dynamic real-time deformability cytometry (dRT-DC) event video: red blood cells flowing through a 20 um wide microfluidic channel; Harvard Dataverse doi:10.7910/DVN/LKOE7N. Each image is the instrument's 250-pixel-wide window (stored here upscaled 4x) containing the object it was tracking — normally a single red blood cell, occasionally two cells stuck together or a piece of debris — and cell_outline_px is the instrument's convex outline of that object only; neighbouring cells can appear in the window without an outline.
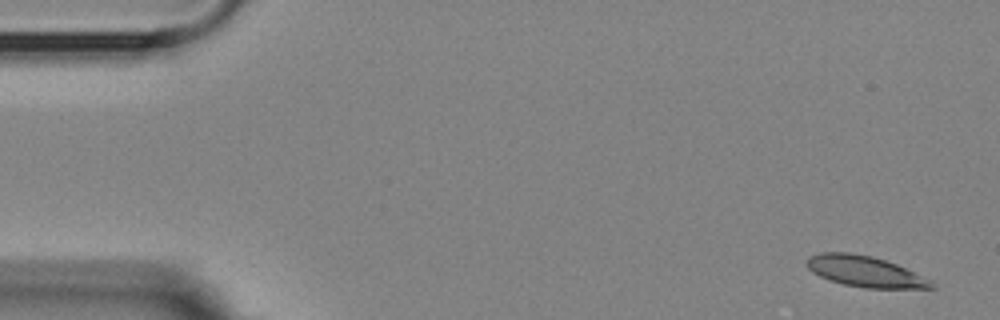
{"species": "Egyptian fruit bat (a non-hibernating species)", "species_latin": "Rousettus aegyptiacus", "temperature_condition": "room temperature", "stored_images_in_passage": 6, "camera_frame_rate_fps": 3000, "um_per_image_px": 0.085, "animal": {"sex": "female"}, "frame": {"image": 1, "passage_image": 1, "time_ms": 0.0, "image_size_px": [1000, 320], "cell_outline_px": [[936, 288], [864, 288], [844, 284], [828, 280], [812, 272], [808, 268], [808, 256], [820, 252], [848, 252], [872, 256], [896, 264], [932, 280]], "centroid_in_image_um": [73.52, 23.07], "position_along_channel_um": 11.5, "area_um2": 22.37}}
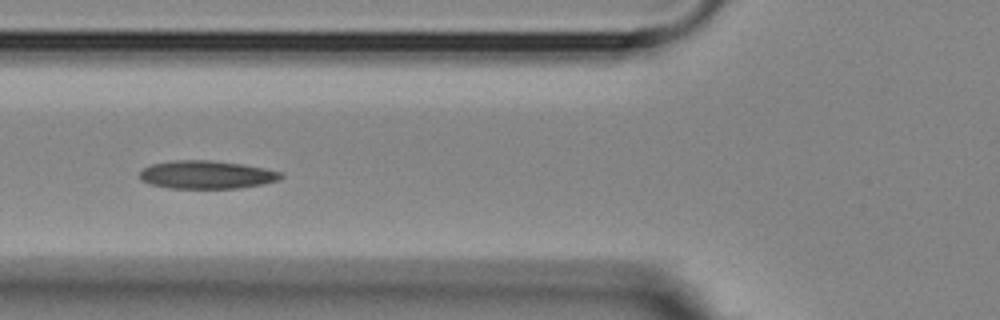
{"frame": {"image": 2, "passage_image": 6, "time_ms": 6.0, "image_size_px": [1000, 320], "cell_outline_px": [[284, 176], [280, 180], [260, 184], [236, 188], [168, 188], [148, 184], [140, 180], [140, 172], [144, 168], [152, 164], [172, 160], [208, 160], [244, 164], [284, 172]], "centroid_in_image_um": [17.56, 14.85], "position_along_channel_um": 108.2, "area_um2": 23.24}}